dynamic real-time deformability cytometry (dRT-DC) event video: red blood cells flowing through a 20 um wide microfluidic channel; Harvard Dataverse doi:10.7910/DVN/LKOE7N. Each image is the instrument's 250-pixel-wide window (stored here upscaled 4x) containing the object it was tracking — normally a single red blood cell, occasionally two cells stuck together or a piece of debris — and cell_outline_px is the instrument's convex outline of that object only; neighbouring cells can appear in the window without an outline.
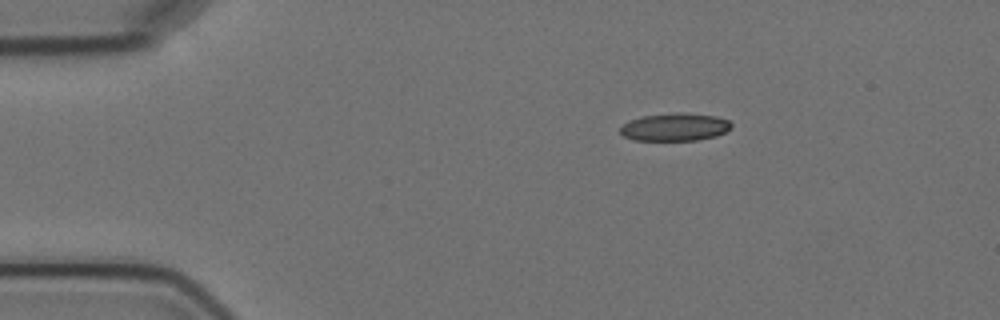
{"species": "Egyptian fruit bat (a non-hibernating species)", "species_latin": "Rousettus aegyptiacus", "temperature_condition": "cold", "stored_images_in_passage": 3, "camera_frame_rate_fps": 3000, "um_per_image_px": 0.085, "animal": {"sex": "female"}, "frame": {"image": 1, "passage_image": 1, "time_ms": 0.0, "image_size_px": [1000, 320], "cell_outline_px": [[732, 128], [716, 136], [696, 140], [632, 140], [624, 136], [620, 132], [620, 128], [624, 124], [632, 120], [644, 116], [672, 112], [684, 112], [716, 116], [728, 120], [732, 124]], "centroid_in_image_um": [57.39, 10.79], "position_along_channel_um": 27.6, "area_um2": 17.98}}